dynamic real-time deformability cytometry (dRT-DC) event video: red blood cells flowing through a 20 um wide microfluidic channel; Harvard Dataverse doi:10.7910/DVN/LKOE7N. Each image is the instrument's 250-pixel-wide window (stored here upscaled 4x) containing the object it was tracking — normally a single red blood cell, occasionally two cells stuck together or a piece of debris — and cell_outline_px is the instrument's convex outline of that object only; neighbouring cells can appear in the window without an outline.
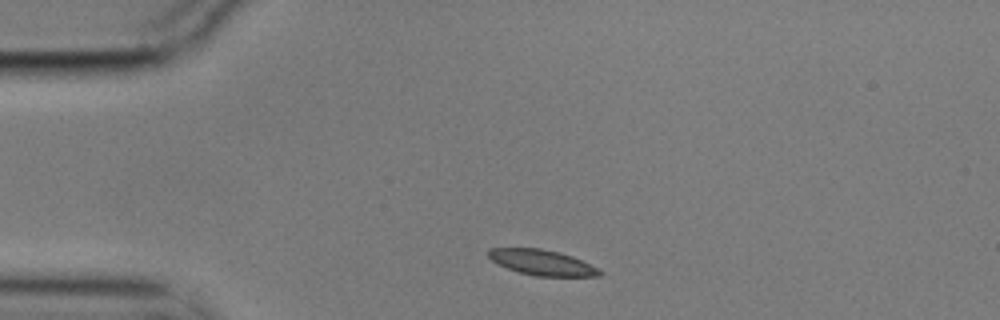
{"species": "common noctule bat (a hibernating species)", "species_latin": "Nyctalus noctula", "temperature_condition": "cold", "stored_images_in_passage": 2, "camera_frame_rate_fps": 3000, "um_per_image_px": 0.085, "animal": {"sex": "male", "body_mass_g": 17.9}, "frame": {"image": 1, "passage_image": 1, "time_ms": 0.0, "image_size_px": [1000, 320], "cell_outline_px": [[604, 272], [600, 276], [536, 276], [520, 272], [508, 268], [492, 260], [488, 256], [488, 248], [540, 248], [560, 252], [572, 256]], "centroid_in_image_um": [46.07, 22.3], "position_along_channel_um": 38.9, "area_um2": 16.24}}